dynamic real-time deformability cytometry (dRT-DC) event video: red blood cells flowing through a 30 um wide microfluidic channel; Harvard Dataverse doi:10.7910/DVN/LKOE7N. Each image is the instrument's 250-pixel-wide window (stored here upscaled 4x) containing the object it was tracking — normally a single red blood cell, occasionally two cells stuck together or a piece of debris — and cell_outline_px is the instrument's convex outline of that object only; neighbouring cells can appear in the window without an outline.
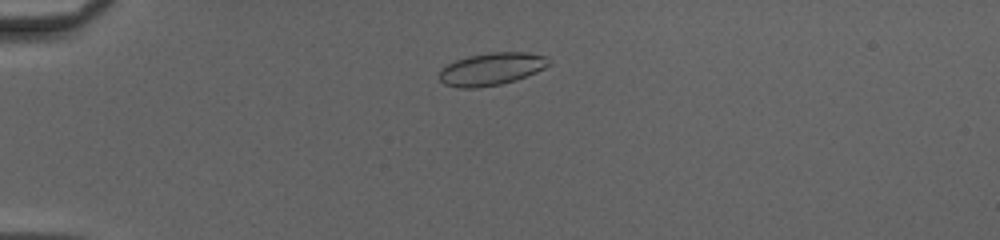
{"species": "common noctule bat (a hibernating species)", "species_latin": "Nyctalus noctula", "temperature_condition": "cold", "stored_images_in_passage": 45, "camera_frame_rate_fps": 3000, "um_per_image_px": 0.085, "animal": {"sex": "female", "body_mass_g": 20.0, "forearm_length_mm": 54.0}, "frame": {"image": 1, "passage_image": 8, "time_ms": 2.333, "image_size_px": [1000, 240], "cell_outline_px": [[552, 64], [536, 72], [516, 80], [500, 84], [476, 88], [456, 88], [444, 84], [440, 80], [440, 72], [448, 64], [456, 60], [468, 56], [488, 52], [528, 52], [544, 56], [552, 60]], "centroid_in_image_um": [41.81, 5.86], "position_along_channel_um": 43.2, "area_um2": 20.81}}
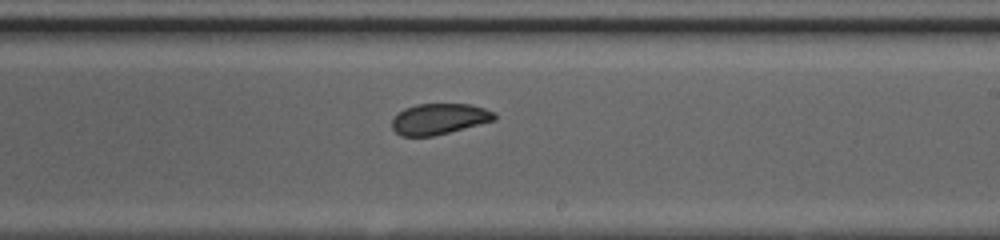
{"frame": {"image": 2, "passage_image": 26, "time_ms": 8.333, "image_size_px": [1000, 240], "cell_outline_px": [[496, 120], [432, 136], [400, 136], [392, 128], [392, 120], [404, 108], [416, 104], [472, 104], [496, 112]], "centroid_in_image_um": [37.35, 10.1], "position_along_channel_um": 251.7, "area_um2": 18.38}}
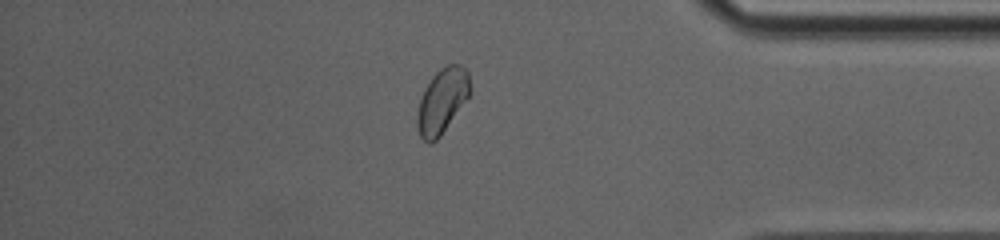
{"frame": {"image": 3, "passage_image": 38, "time_ms": 12.333, "image_size_px": [1000, 240], "cell_outline_px": [[472, 92], [440, 136], [432, 144], [428, 144], [420, 136], [416, 124], [416, 116], [420, 100], [424, 88], [432, 76], [440, 68], [448, 64], [460, 64], [468, 72]], "centroid_in_image_um": [37.58, 8.57], "position_along_channel_um": 397.6, "area_um2": 20.06}, "authors_computed_cell_mechanics": {"area_um2": 20.0566, "velocity_mm_per_s": 4.1705, "shape_relaxation_time_tau1_ms": 8.8813, "shape_relaxation_time_tau2_ms": 1.8891, "deformation_change_tau1": 0.1117, "deformation_change_tau2": 0.0513}}